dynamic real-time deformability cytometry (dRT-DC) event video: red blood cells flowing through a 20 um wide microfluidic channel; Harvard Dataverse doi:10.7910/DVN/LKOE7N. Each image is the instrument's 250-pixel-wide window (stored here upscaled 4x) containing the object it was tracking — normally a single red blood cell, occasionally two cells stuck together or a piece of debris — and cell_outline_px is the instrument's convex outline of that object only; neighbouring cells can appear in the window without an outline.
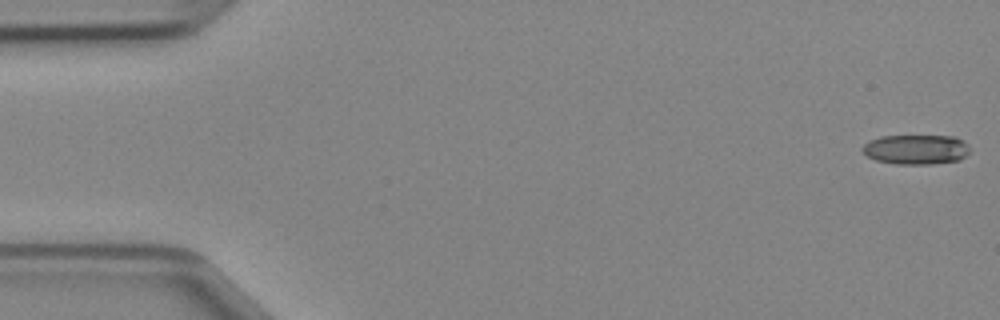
{"species": "Egyptian fruit bat (a non-hibernating species)", "species_latin": "Rousettus aegyptiacus", "temperature_condition": "cold", "stored_images_in_passage": 47, "camera_frame_rate_fps": 3000, "um_per_image_px": 0.085, "animal": {"sex": "female"}, "frame": {"image": 1, "passage_image": 1, "time_ms": 0.0, "image_size_px": [1000, 320], "cell_outline_px": [[968, 152], [960, 160], [932, 164], [896, 164], [876, 160], [868, 156], [860, 148], [868, 140], [880, 136], [956, 136], [964, 140], [968, 144]], "centroid_in_image_um": [77.86, 12.69], "position_along_channel_um": 7.1, "area_um2": 18.73}}
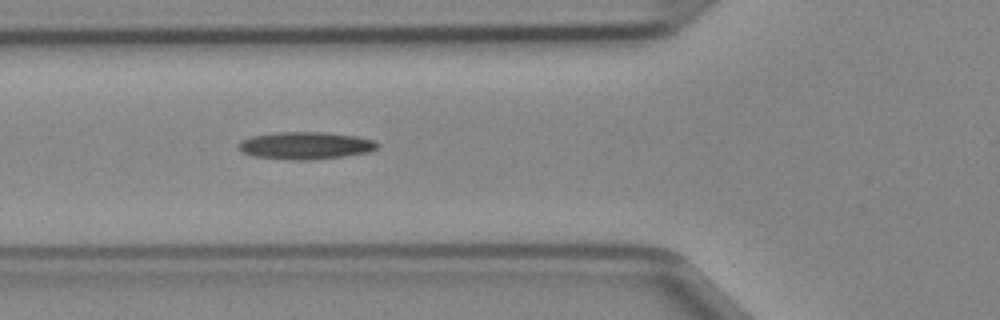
{"frame": {"image": 2, "passage_image": 17, "time_ms": 5.333, "image_size_px": [1000, 320], "cell_outline_px": [[380, 144], [376, 148], [368, 152], [344, 156], [308, 160], [292, 160], [252, 156], [240, 152], [236, 144], [240, 140], [252, 136], [276, 132], [324, 132], [356, 136], [376, 140]], "centroid_in_image_um": [25.93, 12.37], "position_along_channel_um": 99.9, "area_um2": 22.37}}
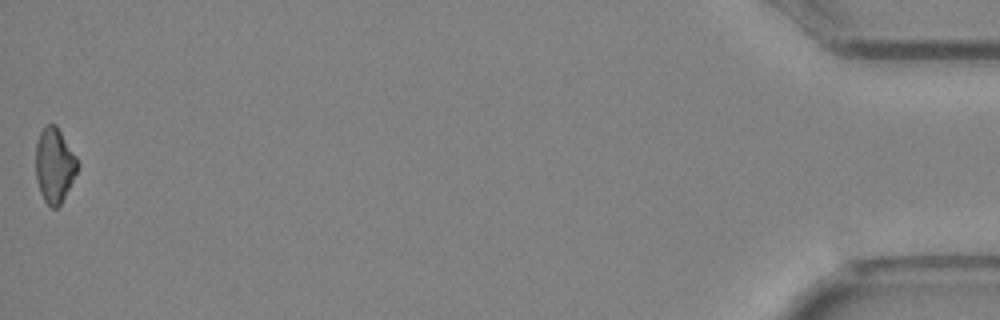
{"frame": {"image": 3, "passage_image": 47, "time_ms": 15.333, "image_size_px": [1000, 320], "cell_outline_px": [[80, 164], [60, 204], [56, 208], [52, 208], [44, 200], [40, 192], [36, 180], [36, 144], [40, 132], [44, 124], [56, 124], [76, 156]], "centroid_in_image_um": [4.61, 14.01], "position_along_channel_um": 430.6, "area_um2": 18.09}}